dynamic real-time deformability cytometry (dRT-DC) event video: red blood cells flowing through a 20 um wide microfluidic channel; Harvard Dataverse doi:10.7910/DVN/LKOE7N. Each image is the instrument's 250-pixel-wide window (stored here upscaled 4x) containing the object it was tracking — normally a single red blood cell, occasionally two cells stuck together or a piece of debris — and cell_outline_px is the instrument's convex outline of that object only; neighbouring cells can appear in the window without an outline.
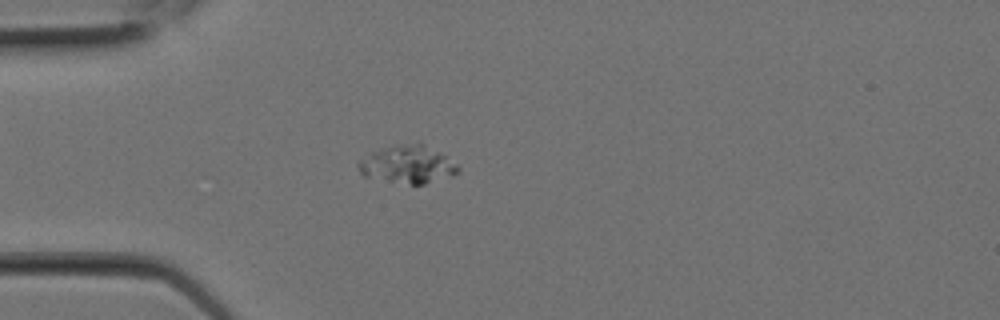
{"species": "Egyptian fruit bat (a non-hibernating species)", "species_latin": "Rousettus aegyptiacus", "temperature_condition": "room temperature", "stored_images_in_passage": 9, "camera_frame_rate_fps": 3000, "um_per_image_px": 0.085, "animal": {"sex": "female"}, "frame": {"image": 1, "passage_image": 6, "time_ms": 1.667, "image_size_px": [1000, 320], "cell_outline_px": [[460, 168], [452, 176], [424, 184], [412, 184], [364, 176], [360, 172], [356, 164], [356, 160], [372, 152], [400, 144], [420, 140], [456, 164]], "centroid_in_image_um": [34.63, 13.95], "position_along_channel_um": 50.4, "area_um2": 21.79}}
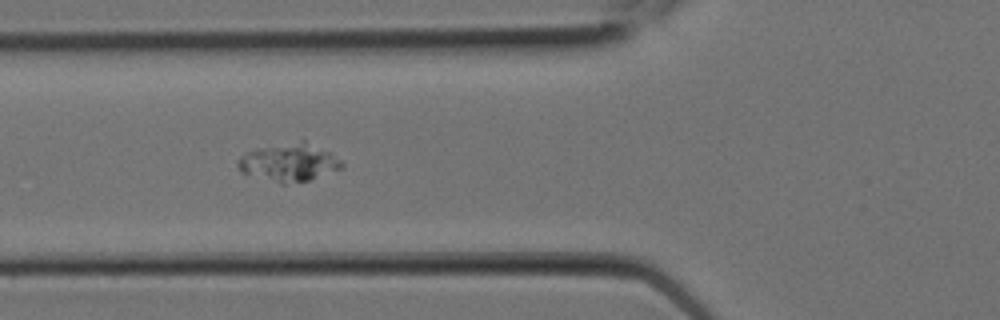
{"frame": {"image": 2, "passage_image": 8, "time_ms": 2.333, "image_size_px": [1000, 320], "cell_outline_px": [[344, 168], [308, 180], [284, 184], [280, 184], [240, 172], [236, 164], [236, 160], [244, 152], [256, 148], [300, 140], [304, 140], [332, 152], [344, 164]], "centroid_in_image_um": [24.55, 13.79], "position_along_channel_um": 101.3, "area_um2": 23.35}}
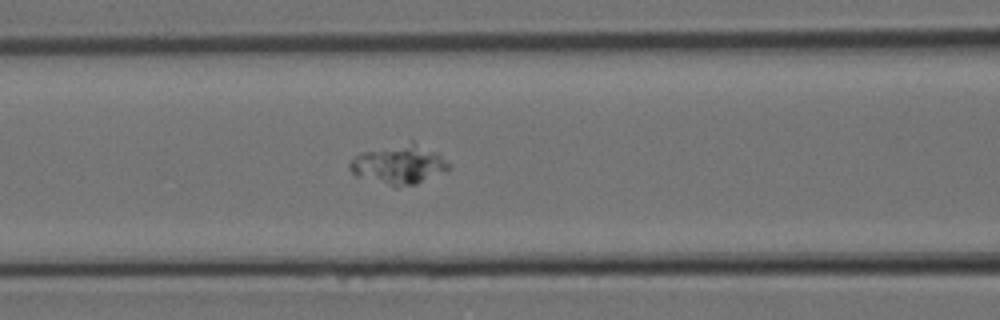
{"frame": {"image": 3, "passage_image": 9, "time_ms": 2.667, "image_size_px": [1000, 320], "cell_outline_px": [[452, 168], [448, 172], [416, 184], [396, 188], [356, 176], [348, 168], [348, 164], [360, 152], [412, 140], [436, 152]], "centroid_in_image_um": [33.92, 13.99], "position_along_channel_um": 132.7, "area_um2": 23.12}}